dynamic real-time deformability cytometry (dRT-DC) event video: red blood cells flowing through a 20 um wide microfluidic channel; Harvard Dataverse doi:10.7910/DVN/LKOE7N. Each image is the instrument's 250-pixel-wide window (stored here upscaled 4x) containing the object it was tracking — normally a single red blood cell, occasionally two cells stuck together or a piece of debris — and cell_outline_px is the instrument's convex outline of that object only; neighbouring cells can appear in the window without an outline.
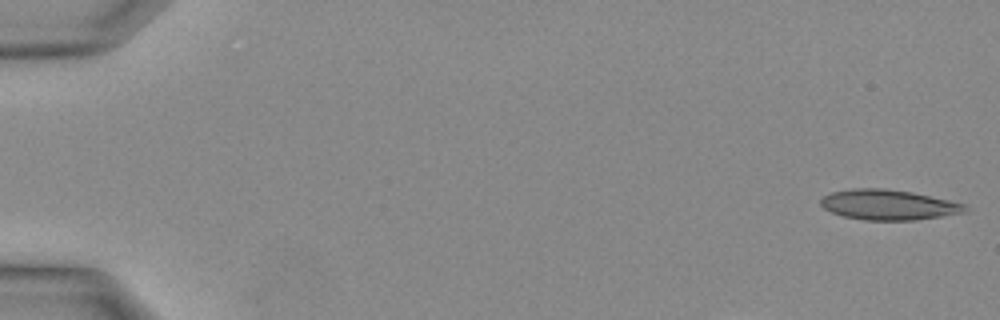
{"species": "Egyptian fruit bat (a non-hibernating species)", "species_latin": "Rousettus aegyptiacus", "temperature_condition": "warm", "stored_images_in_passage": 31, "camera_frame_rate_fps": 3000, "um_per_image_px": 0.085, "animal": {"sex": "female"}, "frame": {"image": 1, "passage_image": 1, "time_ms": 0.0, "image_size_px": [1000, 320], "cell_outline_px": [[968, 212], [916, 220], [864, 220], [844, 216], [832, 212], [824, 208], [820, 204], [820, 200], [824, 196], [832, 192], [852, 188], [884, 188], [912, 192], [968, 204]], "centroid_in_image_um": [75.56, 17.4], "position_along_channel_um": 9.4, "area_um2": 25.55}}